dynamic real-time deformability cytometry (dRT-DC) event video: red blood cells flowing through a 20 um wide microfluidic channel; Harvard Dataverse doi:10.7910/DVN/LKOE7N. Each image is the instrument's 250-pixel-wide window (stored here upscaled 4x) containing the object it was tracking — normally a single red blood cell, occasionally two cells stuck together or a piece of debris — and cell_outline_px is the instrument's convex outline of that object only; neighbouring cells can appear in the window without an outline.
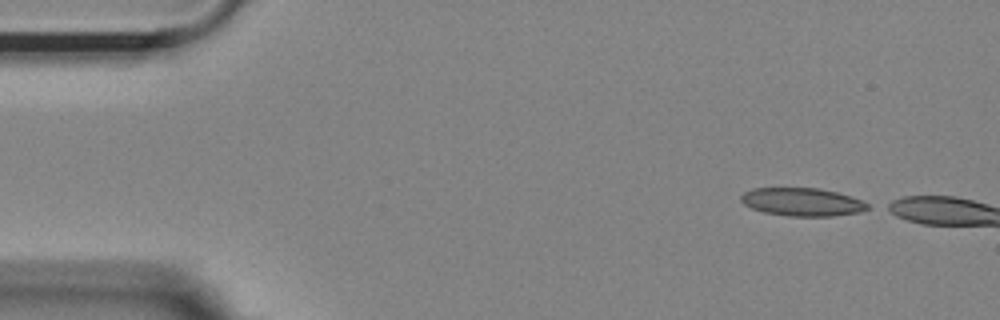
{"species": "Egyptian fruit bat (a non-hibernating species)", "species_latin": "Rousettus aegyptiacus", "temperature_condition": "room temperature", "stored_images_in_passage": 10, "camera_frame_rate_fps": 3000, "um_per_image_px": 0.085, "animal": {"sex": "female"}, "frame": {"image": 1, "passage_image": 1, "time_ms": 0.0, "image_size_px": [1000, 320], "cell_outline_px": [[868, 208], [860, 212], [832, 216], [788, 216], [764, 212], [752, 208], [744, 204], [740, 200], [740, 196], [744, 192], [752, 188], [820, 188], [836, 192], [860, 200], [868, 204]], "centroid_in_image_um": [68.14, 17.16], "position_along_channel_um": 16.9, "area_um2": 20.58}}